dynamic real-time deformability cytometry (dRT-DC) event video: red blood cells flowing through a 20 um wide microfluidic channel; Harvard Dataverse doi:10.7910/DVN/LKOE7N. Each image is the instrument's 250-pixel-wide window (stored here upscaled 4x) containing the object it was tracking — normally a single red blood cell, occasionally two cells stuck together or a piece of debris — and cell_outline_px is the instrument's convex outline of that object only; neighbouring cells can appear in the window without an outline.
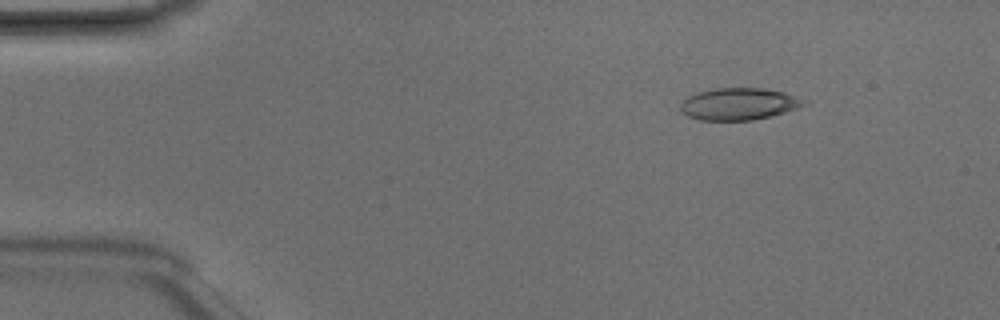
{"species": "Egyptian fruit bat (a non-hibernating species)", "species_latin": "Rousettus aegyptiacus", "temperature_condition": "room temperature", "stored_images_in_passage": 4, "camera_frame_rate_fps": 3000, "um_per_image_px": 0.085, "animal": {"sex": "male"}, "frame": {"image": 1, "passage_image": 2, "time_ms": 0.333, "image_size_px": [1000, 320], "cell_outline_px": [[808, 104], [772, 116], [752, 120], [700, 120], [688, 116], [680, 112], [680, 104], [688, 96], [696, 92], [716, 88], [764, 88], [784, 92], [808, 100]], "centroid_in_image_um": [62.81, 8.83], "position_along_channel_um": 22.2, "area_um2": 23.18}}